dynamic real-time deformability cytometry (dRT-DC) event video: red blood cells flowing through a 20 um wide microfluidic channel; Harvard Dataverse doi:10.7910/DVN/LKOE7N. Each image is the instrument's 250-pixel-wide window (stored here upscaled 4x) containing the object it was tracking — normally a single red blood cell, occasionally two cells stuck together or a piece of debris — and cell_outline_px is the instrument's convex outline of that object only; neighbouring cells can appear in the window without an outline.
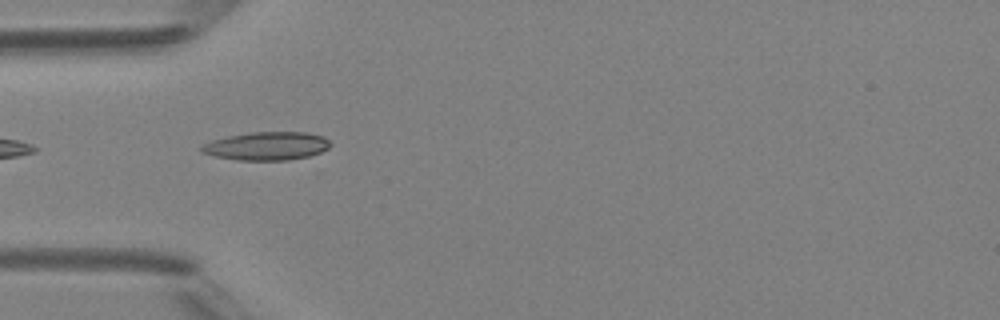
{"species": "Egyptian fruit bat (a non-hibernating species)", "species_latin": "Rousettus aegyptiacus", "temperature_condition": "room temperature", "stored_images_in_passage": 7, "camera_frame_rate_fps": 3000, "um_per_image_px": 0.085, "animal": {"sex": "female"}, "frame": {"image": 1, "passage_image": 5, "time_ms": 4.667, "image_size_px": [1000, 320], "cell_outline_px": [[332, 144], [328, 148], [320, 152], [308, 156], [288, 160], [236, 160], [216, 156], [200, 152], [200, 148], [204, 144], [212, 140], [228, 136], [248, 132], [308, 132], [324, 136]], "centroid_in_image_um": [22.68, 12.4], "position_along_channel_um": 62.3, "area_um2": 21.27}}
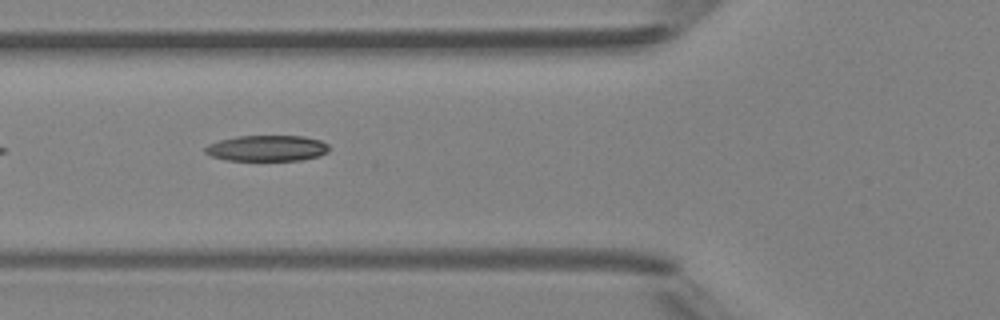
{"frame": {"image": 2, "passage_image": 6, "time_ms": 5.667, "image_size_px": [1000, 320], "cell_outline_px": [[328, 152], [320, 156], [304, 160], [224, 160], [212, 156], [204, 152], [204, 148], [208, 144], [220, 140], [236, 136], [304, 136], [320, 140], [328, 144]], "centroid_in_image_um": [22.7, 12.6], "position_along_channel_um": 103.1, "area_um2": 18.79}}
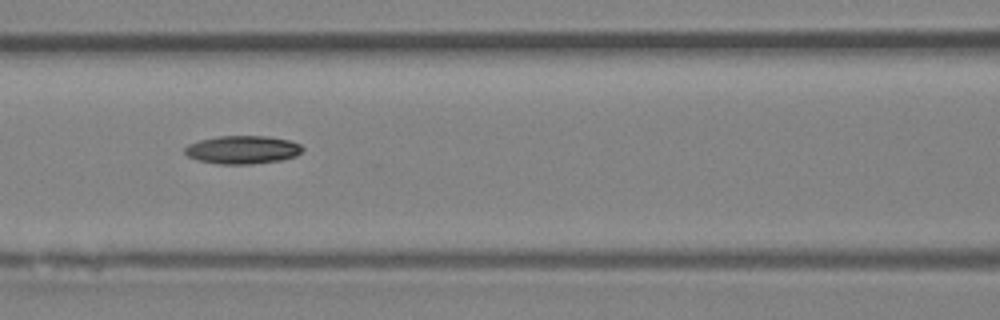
{"frame": {"image": 3, "passage_image": 7, "time_ms": 6.667, "image_size_px": [1000, 320], "cell_outline_px": [[304, 148], [296, 156], [280, 160], [252, 164], [216, 164], [196, 160], [188, 156], [184, 152], [184, 148], [188, 144], [200, 140], [216, 136], [268, 136], [288, 140], [300, 144]], "centroid_in_image_um": [20.58, 12.73], "position_along_channel_um": 146.0, "area_um2": 19.42}}